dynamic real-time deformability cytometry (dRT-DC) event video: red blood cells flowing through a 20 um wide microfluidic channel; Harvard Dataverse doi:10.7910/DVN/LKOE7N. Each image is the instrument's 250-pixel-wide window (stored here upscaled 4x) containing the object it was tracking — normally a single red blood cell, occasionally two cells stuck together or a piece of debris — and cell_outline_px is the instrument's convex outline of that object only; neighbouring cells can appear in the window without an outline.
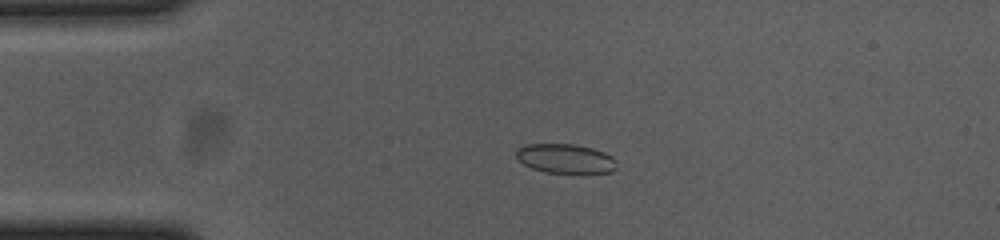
{"species": "common noctule bat (a hibernating species)", "species_latin": "Nyctalus noctula", "temperature_condition": "cold", "stored_images_in_passage": 39, "camera_frame_rate_fps": 3000, "um_per_image_px": 0.085, "animal": {"sex": "female", "body_mass_g": 23.0, "forearm_length_mm": 53.4}, "frame": {"image": 1, "passage_image": 3, "time_ms": 0.667, "image_size_px": [1000, 240], "cell_outline_px": [[616, 168], [612, 172], [544, 172], [532, 168], [524, 164], [516, 156], [516, 148], [524, 144], [572, 144], [592, 148], [604, 152], [612, 156], [616, 160]], "centroid_in_image_um": [48.04, 13.46], "position_along_channel_um": 37.0, "area_um2": 17.05}}
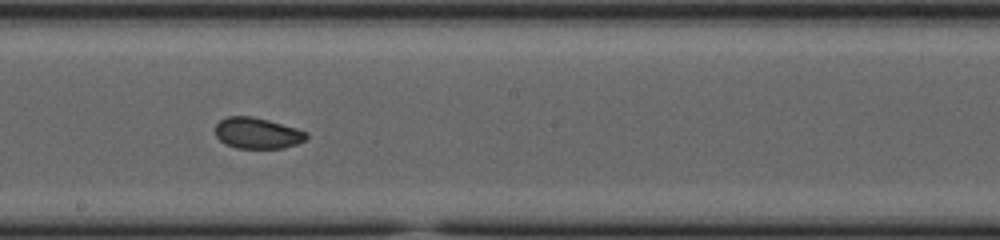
{"frame": {"image": 2, "passage_image": 21, "time_ms": 6.667, "image_size_px": [1000, 240], "cell_outline_px": [[308, 136], [304, 140], [296, 144], [284, 148], [236, 148], [224, 144], [216, 136], [216, 124], [220, 120], [228, 116], [252, 116], [268, 120], [296, 128], [308, 132]], "centroid_in_image_um": [21.86, 11.32], "position_along_channel_um": 226.3, "area_um2": 16.47}}
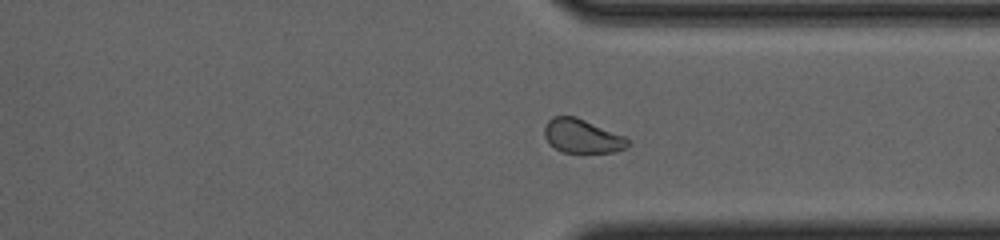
{"frame": {"image": 3, "passage_image": 32, "time_ms": 10.333, "image_size_px": [1000, 240], "cell_outline_px": [[632, 140], [624, 148], [616, 152], [564, 152], [548, 144], [544, 136], [544, 128], [548, 120], [552, 116], [576, 116], [624, 136]], "centroid_in_image_um": [49.46, 11.56], "position_along_channel_um": 361.9, "area_um2": 16.47}}